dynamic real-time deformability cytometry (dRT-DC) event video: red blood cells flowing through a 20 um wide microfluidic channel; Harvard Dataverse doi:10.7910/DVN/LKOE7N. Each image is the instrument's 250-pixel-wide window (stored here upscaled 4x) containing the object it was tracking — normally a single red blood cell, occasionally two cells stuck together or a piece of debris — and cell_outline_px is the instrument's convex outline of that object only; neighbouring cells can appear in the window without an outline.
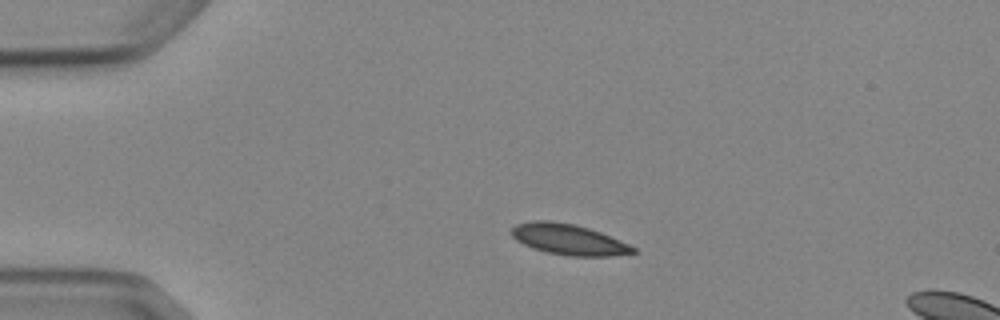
{"species": "Egyptian fruit bat (a non-hibernating species)", "species_latin": "Rousettus aegyptiacus", "temperature_condition": "cold", "stored_images_in_passage": 4, "segment_of_instrument_passage": [1, 2], "camera_frame_rate_fps": 3000, "um_per_image_px": 0.085, "animal": {"sex": "female"}, "frame": {"image": 1, "passage_image": 2, "time_ms": 1.333, "image_size_px": [1000, 320], "cell_outline_px": [[636, 252], [612, 256], [568, 256], [548, 252], [524, 244], [516, 240], [512, 236], [512, 228], [516, 224], [532, 220], [548, 220], [576, 224], [600, 232], [628, 244], [636, 248]], "centroid_in_image_um": [48.33, 20.34], "position_along_channel_um": 36.7, "area_um2": 21.56}}